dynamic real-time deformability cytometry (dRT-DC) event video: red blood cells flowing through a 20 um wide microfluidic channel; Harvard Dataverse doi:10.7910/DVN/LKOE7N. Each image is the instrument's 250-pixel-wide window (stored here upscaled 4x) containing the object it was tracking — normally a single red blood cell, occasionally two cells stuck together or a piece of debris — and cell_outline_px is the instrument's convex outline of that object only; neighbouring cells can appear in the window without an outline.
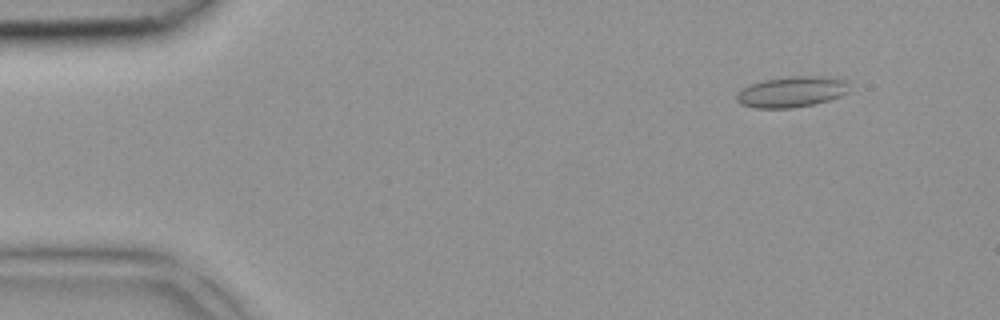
{"species": "common noctule bat (a hibernating species)", "species_latin": "Nyctalus noctula", "temperature_condition": "room temperature", "stored_images_in_passage": 39, "camera_frame_rate_fps": 3000, "um_per_image_px": 0.085, "animal": {"sex": "female", "body_mass_g": 18.4}, "frame": {"image": 1, "passage_image": 1, "time_ms": 0.0, "image_size_px": [1000, 320], "cell_outline_px": [[848, 92], [840, 96], [828, 100], [812, 104], [792, 108], [756, 108], [740, 104], [736, 100], [736, 96], [744, 88], [752, 84], [764, 80], [792, 76], [836, 76], [848, 80]], "centroid_in_image_um": [67.35, 7.79], "position_along_channel_um": 17.6, "area_um2": 20.23}}
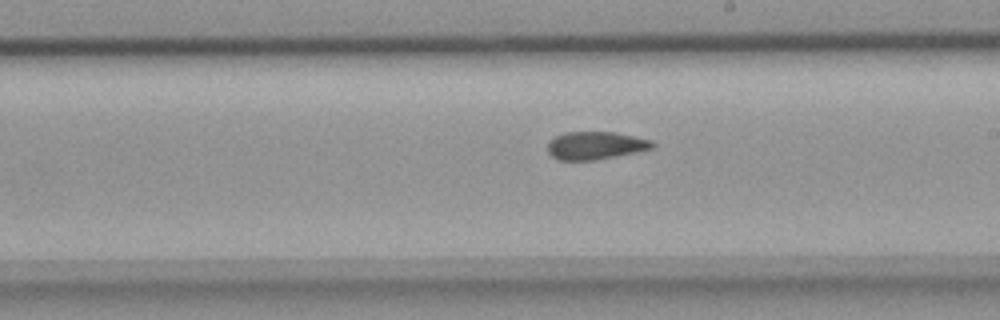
{"frame": {"image": 2, "passage_image": 21, "time_ms": 6.667, "image_size_px": [1000, 320], "cell_outline_px": [[656, 144], [652, 148], [636, 152], [596, 160], [556, 160], [548, 152], [548, 140], [564, 132], [616, 132], [636, 136], [652, 140]], "centroid_in_image_um": [50.61, 12.36], "position_along_channel_um": 238.4, "area_um2": 17.17}}
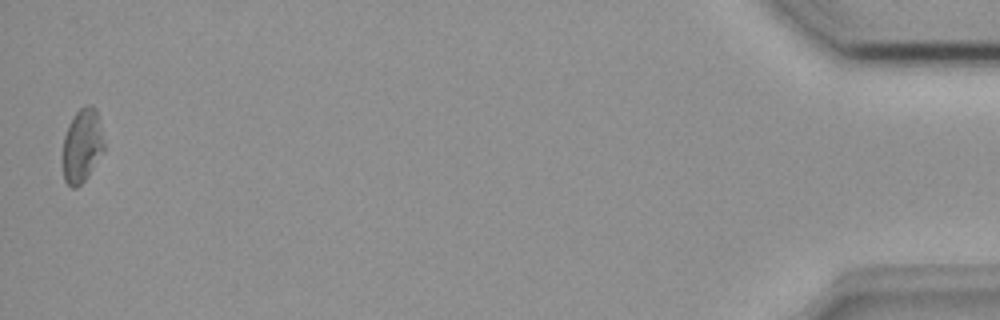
{"frame": {"image": 3, "passage_image": 39, "time_ms": 12.667, "image_size_px": [1000, 320], "cell_outline_px": [[104, 148], [88, 176], [76, 188], [72, 188], [64, 180], [60, 160], [64, 136], [68, 124], [76, 112], [80, 108], [88, 104], [96, 108], [104, 140]], "centroid_in_image_um": [6.92, 12.39], "position_along_channel_um": 428.3, "area_um2": 18.03}}